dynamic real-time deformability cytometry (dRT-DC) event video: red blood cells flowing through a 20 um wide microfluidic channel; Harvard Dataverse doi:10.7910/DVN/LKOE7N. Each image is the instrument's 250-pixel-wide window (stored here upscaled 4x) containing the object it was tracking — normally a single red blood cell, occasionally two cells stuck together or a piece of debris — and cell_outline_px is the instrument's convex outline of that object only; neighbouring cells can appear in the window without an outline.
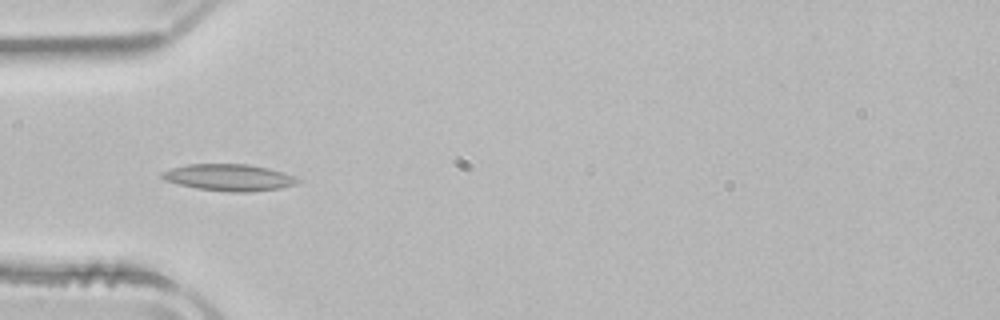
{"species": "common noctule bat (a hibernating species)", "species_latin": "Nyctalus noctula", "temperature_condition": "room temperature", "stored_images_in_passage": 5, "camera_frame_rate_fps": 3000, "um_per_image_px": 0.085, "animal": {"sex": "male", "body_mass_g": 21.5, "forearm_length_mm": 52.0}, "frame": {"image": 1, "passage_image": 2, "time_ms": 0.333, "image_size_px": [1000, 320], "cell_outline_px": [[300, 180], [296, 184], [280, 188], [252, 192], [232, 192], [196, 188], [164, 180], [160, 176], [160, 172], [172, 168], [188, 164], [248, 164], [268, 168], [292, 176]], "centroid_in_image_um": [19.43, 15.08], "position_along_channel_um": 65.6, "area_um2": 20.92}}